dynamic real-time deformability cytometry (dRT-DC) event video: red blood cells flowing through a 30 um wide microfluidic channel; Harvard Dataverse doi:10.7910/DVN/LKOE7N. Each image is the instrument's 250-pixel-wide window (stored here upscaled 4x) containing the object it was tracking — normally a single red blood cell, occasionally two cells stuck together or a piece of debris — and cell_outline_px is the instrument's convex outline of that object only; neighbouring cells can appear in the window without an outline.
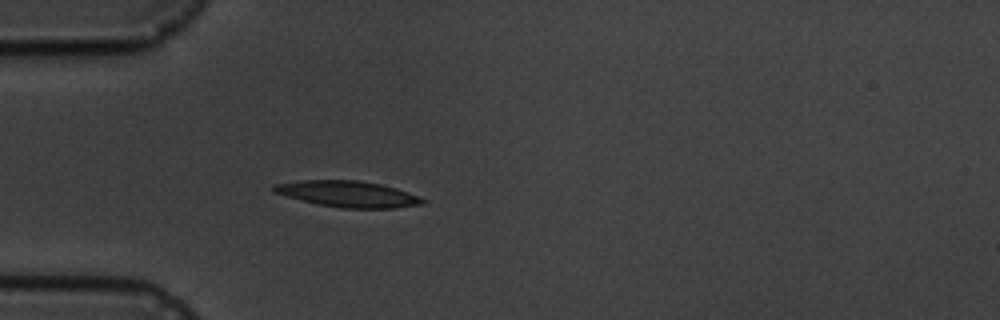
{"species": "common noctule bat (a hibernating species)", "species_latin": "Nyctalus noctula", "temperature_condition": "cold", "stored_images_in_passage": 3, "camera_frame_rate_fps": 3000, "um_per_image_px": 0.085, "animal": {"sex": "male", "body_mass_g": 19.5, "forearm_length_mm": 54.6}, "frame": {"image": 1, "passage_image": 3, "time_ms": 3.333, "image_size_px": [1000, 320], "cell_outline_px": [[424, 204], [396, 208], [340, 208], [316, 204], [272, 192], [272, 184], [304, 180], [360, 180], [380, 184], [396, 188], [420, 196], [424, 200]], "centroid_in_image_um": [29.56, 16.49], "position_along_channel_um": 55.4, "area_um2": 22.77}}